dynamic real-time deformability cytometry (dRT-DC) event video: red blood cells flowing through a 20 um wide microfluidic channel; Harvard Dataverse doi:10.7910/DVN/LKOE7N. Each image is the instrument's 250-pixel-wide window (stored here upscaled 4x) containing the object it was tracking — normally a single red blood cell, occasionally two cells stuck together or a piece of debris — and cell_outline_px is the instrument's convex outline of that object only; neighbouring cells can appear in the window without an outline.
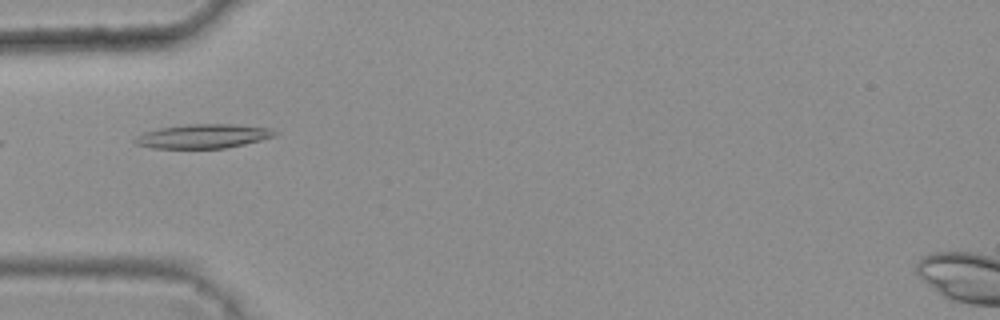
{"species": "common noctule bat (a hibernating species)", "species_latin": "Nyctalus noctula", "temperature_condition": "warm", "stored_images_in_passage": 31, "camera_frame_rate_fps": 3000, "um_per_image_px": 0.085, "animal": {"sex": "female", "body_mass_g": 25.1}, "frame": {"image": 1, "passage_image": 1, "time_ms": 0.0, "image_size_px": [1000, 320], "cell_outline_px": [[280, 132], [276, 136], [244, 144], [224, 148], [152, 148], [136, 144], [132, 140], [136, 136], [144, 132], [160, 128], [188, 124], [232, 124], [272, 128]], "centroid_in_image_um": [17.29, 11.57], "position_along_channel_um": 67.7, "area_um2": 19.71}}
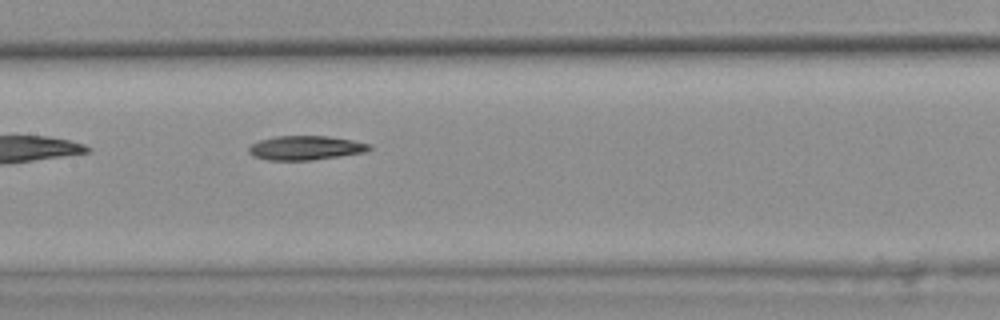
{"frame": {"image": 2, "passage_image": 10, "time_ms": 3.0, "image_size_px": [1000, 320], "cell_outline_px": [[372, 148], [364, 152], [312, 160], [268, 160], [252, 156], [248, 152], [248, 148], [252, 144], [260, 140], [276, 136], [328, 136], [352, 140], [372, 144]], "centroid_in_image_um": [25.96, 12.56], "position_along_channel_um": 181.4, "area_um2": 16.94}, "authors_computed_cell_mechanics": {"area_um2": 17.2244, "velocity_mm_per_s": 3.7954, "shape_relaxation_time_tau1_ms": null, "shape_relaxation_time_tau2_ms": 10.4339, "deformation_change_tau1": null, "deformation_change_tau2": 0.1892}}